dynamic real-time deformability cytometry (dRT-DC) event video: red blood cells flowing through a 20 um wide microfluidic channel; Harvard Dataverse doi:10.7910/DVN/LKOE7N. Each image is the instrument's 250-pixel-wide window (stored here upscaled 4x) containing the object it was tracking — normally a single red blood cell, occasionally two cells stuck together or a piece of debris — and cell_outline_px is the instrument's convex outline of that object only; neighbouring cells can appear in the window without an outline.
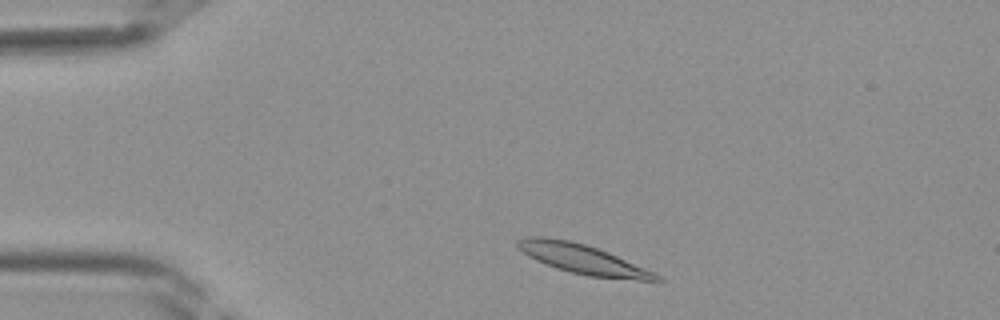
{"species": "Egyptian fruit bat (a non-hibernating species)", "species_latin": "Rousettus aegyptiacus", "temperature_condition": "room temperature", "stored_images_in_passage": 34, "camera_frame_rate_fps": 3000, "um_per_image_px": 0.085, "frame": {"image": 1, "passage_image": 2, "time_ms": 0.333, "image_size_px": [1000, 320], "cell_outline_px": [[664, 280], [636, 280], [588, 276], [556, 268], [536, 260], [528, 256], [516, 244], [516, 240], [528, 236], [544, 236], [572, 240], [608, 252], [644, 268], [660, 276]], "centroid_in_image_um": [49.48, 22.01], "position_along_channel_um": 35.5, "area_um2": 23.52}}
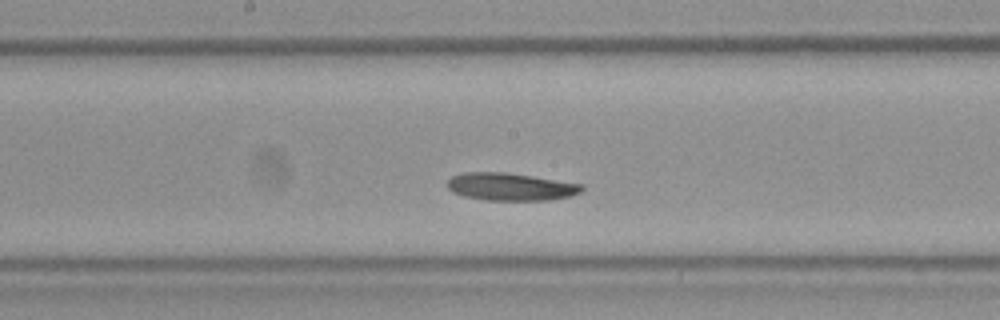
{"frame": {"image": 2, "passage_image": 15, "time_ms": 4.667, "image_size_px": [1000, 320], "cell_outline_px": [[584, 188], [580, 192], [572, 196], [548, 200], [484, 200], [464, 196], [452, 192], [448, 188], [448, 180], [452, 176], [464, 172], [504, 172], [532, 176], [584, 184]], "centroid_in_image_um": [43.41, 15.87], "position_along_channel_um": 204.8, "area_um2": 21.68}}
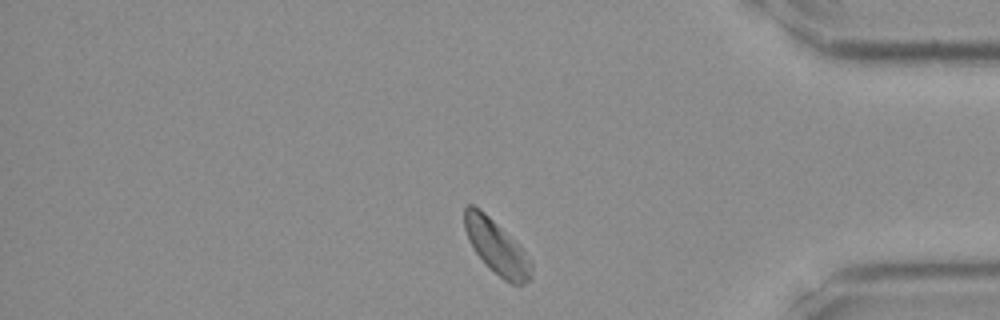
{"frame": {"image": 3, "passage_image": 28, "time_ms": 9.0, "image_size_px": [1000, 320], "cell_outline_px": [[532, 276], [524, 284], [512, 284], [504, 280], [476, 252], [468, 240], [464, 228], [464, 208], [468, 204], [472, 204], [480, 208], [520, 244], [532, 264]], "centroid_in_image_um": [42.21, 20.95], "position_along_channel_um": 393.0, "area_um2": 20.81}}